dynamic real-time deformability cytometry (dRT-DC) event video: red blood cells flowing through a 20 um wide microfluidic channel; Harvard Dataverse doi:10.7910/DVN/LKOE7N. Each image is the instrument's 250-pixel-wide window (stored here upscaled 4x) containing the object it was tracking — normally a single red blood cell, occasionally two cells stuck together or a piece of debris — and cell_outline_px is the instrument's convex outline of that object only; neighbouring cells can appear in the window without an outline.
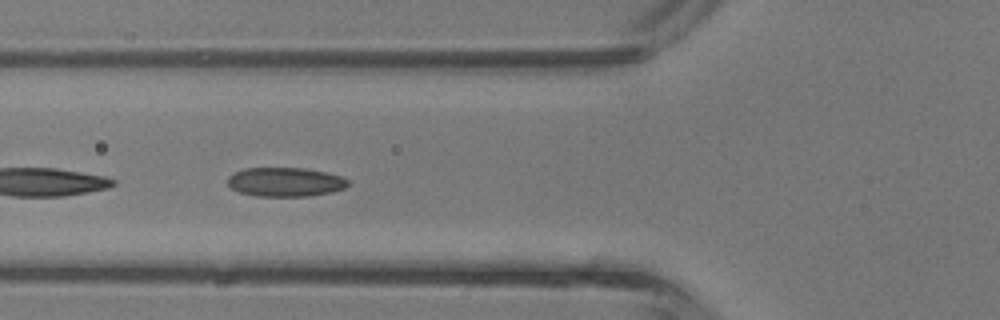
{"species": "common noctule bat (a hibernating species)", "species_latin": "Nyctalus noctula", "temperature_condition": "room temperature", "stored_images_in_passage": 34, "camera_frame_rate_fps": 3000, "um_per_image_px": 0.085, "animal": {"sex": "male", "body_mass_g": 13.3}, "frame": {"image": 1, "passage_image": 8, "time_ms": 2.333, "image_size_px": [1000, 320], "cell_outline_px": [[348, 184], [344, 188], [332, 192], [308, 196], [256, 196], [240, 192], [232, 188], [228, 184], [228, 176], [244, 168], [304, 168], [324, 172], [340, 176], [348, 180]], "centroid_in_image_um": [24.24, 15.47], "position_along_channel_um": 101.6, "area_um2": 20.23}}
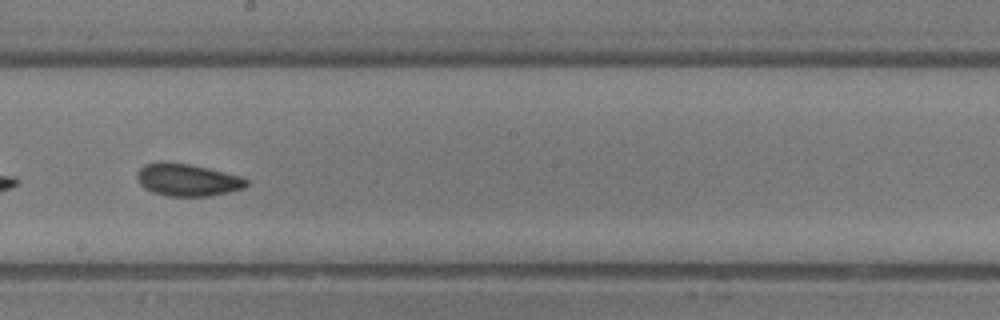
{"frame": {"image": 2, "passage_image": 16, "time_ms": 5.0, "image_size_px": [1000, 320], "cell_outline_px": [[248, 184], [244, 188], [228, 192], [208, 196], [168, 196], [152, 192], [144, 188], [140, 184], [136, 176], [136, 172], [144, 164], [188, 164], [208, 168], [240, 176], [248, 180]], "centroid_in_image_um": [15.94, 15.32], "position_along_channel_um": 232.3, "area_um2": 20.11}}
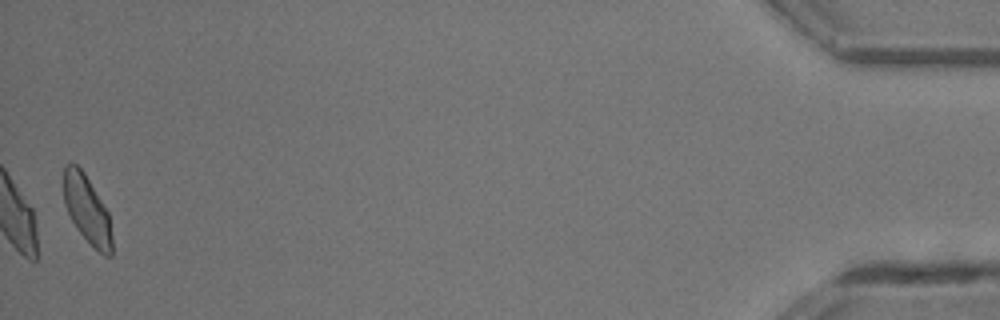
{"frame": {"image": 3, "passage_image": 34, "time_ms": 11.0, "image_size_px": [1000, 320], "cell_outline_px": [[112, 256], [104, 256], [76, 228], [64, 204], [64, 168], [68, 164], [76, 164], [84, 172], [108, 212], [112, 236]], "centroid_in_image_um": [7.41, 17.81], "position_along_channel_um": 427.8, "area_um2": 18.73}, "authors_computed_cell_mechanics": {"area_um2": 20.3167, "velocity_mm_per_s": 4.8884, "shape_relaxation_time_tau1_ms": 6.5704, "shape_relaxation_time_tau2_ms": 1.4367, "deformation_change_tau1": 0.1371, "deformation_change_tau2": 0.0708}}